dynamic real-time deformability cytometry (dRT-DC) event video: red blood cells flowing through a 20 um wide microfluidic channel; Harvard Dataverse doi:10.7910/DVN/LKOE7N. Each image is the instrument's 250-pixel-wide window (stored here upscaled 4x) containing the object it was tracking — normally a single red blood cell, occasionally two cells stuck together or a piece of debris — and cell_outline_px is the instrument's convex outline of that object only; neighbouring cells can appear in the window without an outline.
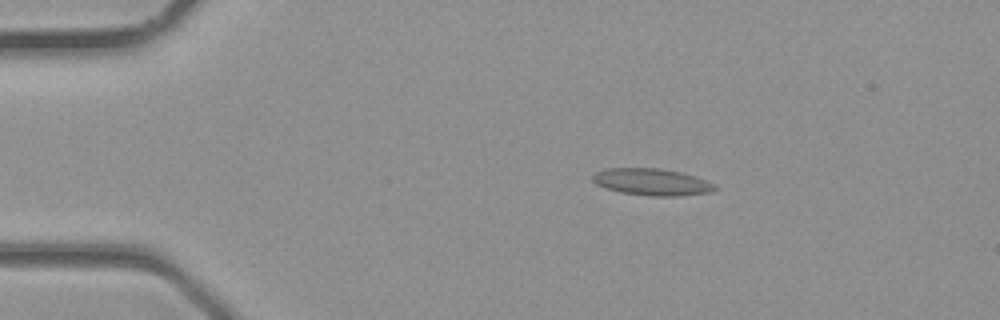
{"species": "common noctule bat (a hibernating species)", "species_latin": "Nyctalus noctula", "temperature_condition": "room temperature", "stored_images_in_passage": 3, "camera_frame_rate_fps": 3000, "um_per_image_px": 0.085, "animal": {"sex": "male", "body_mass_g": 23.1, "forearm_length_mm": 52.7}, "frame": {"image": 1, "passage_image": 2, "time_ms": 0.333, "image_size_px": [1000, 320], "cell_outline_px": [[716, 188], [712, 192], [676, 196], [652, 196], [620, 192], [604, 188], [596, 184], [592, 180], [592, 176], [596, 172], [608, 168], [660, 168], [680, 172], [696, 176], [716, 184]], "centroid_in_image_um": [55.41, 15.47], "position_along_channel_um": 29.6, "area_um2": 19.19}}